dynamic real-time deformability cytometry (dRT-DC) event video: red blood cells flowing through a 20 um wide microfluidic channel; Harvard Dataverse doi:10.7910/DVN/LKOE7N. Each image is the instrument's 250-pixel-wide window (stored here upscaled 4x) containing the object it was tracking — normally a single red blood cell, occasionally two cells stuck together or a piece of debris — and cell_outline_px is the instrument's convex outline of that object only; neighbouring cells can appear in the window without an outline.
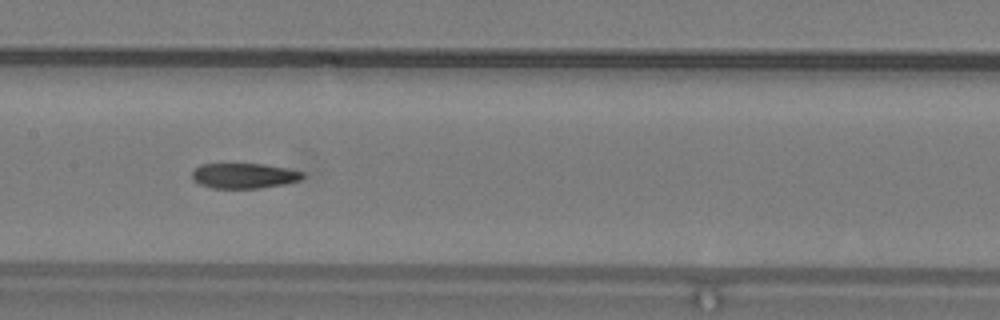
{"species": "common noctule bat (a hibernating species)", "species_latin": "Nyctalus noctula", "temperature_condition": "warm", "stored_images_in_passage": 35, "camera_frame_rate_fps": 3000, "um_per_image_px": 0.085, "animal": {"sex": "male", "body_mass_g": 19.2, "forearm_length_mm": 51.8}, "frame": {"image": 1, "passage_image": 11, "time_ms": 3.333, "image_size_px": [1000, 320], "cell_outline_px": [[304, 176], [300, 180], [284, 184], [260, 188], [212, 188], [200, 184], [192, 180], [192, 172], [200, 164], [264, 164], [288, 168], [304, 172]], "centroid_in_image_um": [20.75, 14.94], "position_along_channel_um": 186.7, "area_um2": 16.3}}
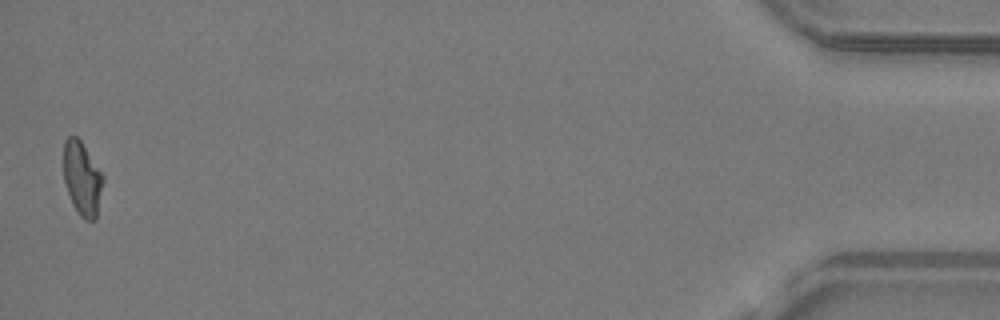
{"frame": {"image": 2, "passage_image": 35, "time_ms": 11.333, "image_size_px": [1000, 320], "cell_outline_px": [[104, 180], [96, 220], [84, 220], [76, 212], [72, 204], [64, 180], [64, 140], [68, 136], [76, 136], [80, 140], [104, 176]], "centroid_in_image_um": [6.99, 15.21], "position_along_channel_um": 428.2, "area_um2": 16.99}, "authors_computed_cell_mechanics": {"area_um2": 17.3978, "velocity_mm_per_s": 4.1927, "shape_relaxation_time_tau1_ms": null, "shape_relaxation_time_tau2_ms": 5.2476, "deformation_change_tau1": null, "deformation_change_tau2": 0.1274}}